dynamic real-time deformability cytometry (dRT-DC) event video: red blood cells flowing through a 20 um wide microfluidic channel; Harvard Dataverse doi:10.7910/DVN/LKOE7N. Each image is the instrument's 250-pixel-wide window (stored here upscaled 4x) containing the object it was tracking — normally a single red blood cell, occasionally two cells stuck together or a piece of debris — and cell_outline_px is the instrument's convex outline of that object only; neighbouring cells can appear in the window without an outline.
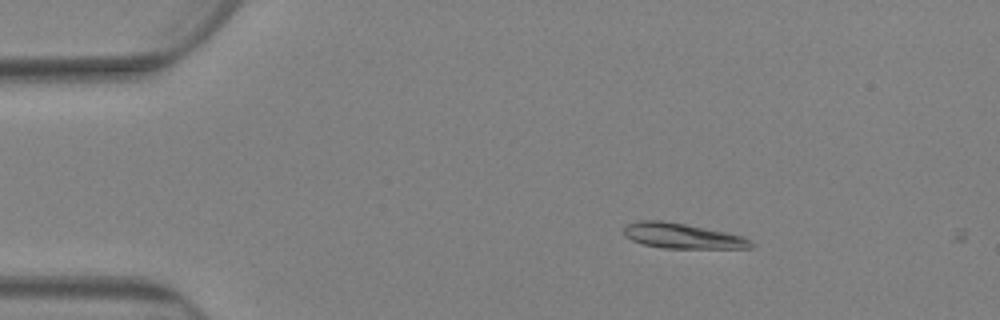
{"species": "Egyptian fruit bat (a non-hibernating species)", "species_latin": "Rousettus aegyptiacus", "temperature_condition": "warm", "stored_images_in_passage": 2, "camera_frame_rate_fps": 3000, "um_per_image_px": 0.085, "animal": {"sex": "female"}, "frame": {"image": 1, "passage_image": 1, "time_ms": 0.0, "image_size_px": [1000, 320], "cell_outline_px": [[756, 244], [752, 248], [664, 248], [644, 244], [632, 240], [624, 236], [624, 224], [636, 220], [664, 220], [744, 236], [752, 240]], "centroid_in_image_um": [57.99, 20.04], "position_along_channel_um": 27.0, "area_um2": 18.79}}